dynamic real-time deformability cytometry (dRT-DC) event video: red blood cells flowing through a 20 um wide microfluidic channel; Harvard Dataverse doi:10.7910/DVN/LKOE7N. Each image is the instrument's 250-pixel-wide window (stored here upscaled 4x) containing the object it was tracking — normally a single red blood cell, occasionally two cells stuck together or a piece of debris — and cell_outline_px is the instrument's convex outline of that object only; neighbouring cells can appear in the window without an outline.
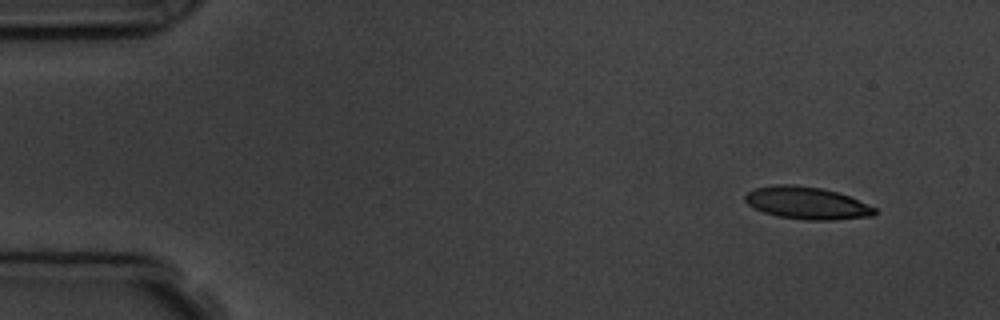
{"species": "common noctule bat (a hibernating species)", "species_latin": "Nyctalus noctula", "temperature_condition": "room temperature", "stored_images_in_passage": 6, "segment_of_instrument_passage": [2, 2], "camera_frame_rate_fps": 3000, "um_per_image_px": 0.085, "animal": {"sex": "male", "body_mass_g": 19.5, "forearm_length_mm": 54.6}, "frame": {"image": 1, "passage_image": 6, "time_ms": 6.667, "image_size_px": [1000, 320], "cell_outline_px": [[876, 212], [872, 216], [832, 220], [804, 220], [776, 216], [764, 212], [748, 204], [744, 200], [744, 196], [748, 192], [756, 188], [776, 184], [792, 184], [820, 188], [836, 192], [848, 196], [876, 208]], "centroid_in_image_um": [68.56, 17.26], "position_along_channel_um": 16.4, "area_um2": 24.22}}